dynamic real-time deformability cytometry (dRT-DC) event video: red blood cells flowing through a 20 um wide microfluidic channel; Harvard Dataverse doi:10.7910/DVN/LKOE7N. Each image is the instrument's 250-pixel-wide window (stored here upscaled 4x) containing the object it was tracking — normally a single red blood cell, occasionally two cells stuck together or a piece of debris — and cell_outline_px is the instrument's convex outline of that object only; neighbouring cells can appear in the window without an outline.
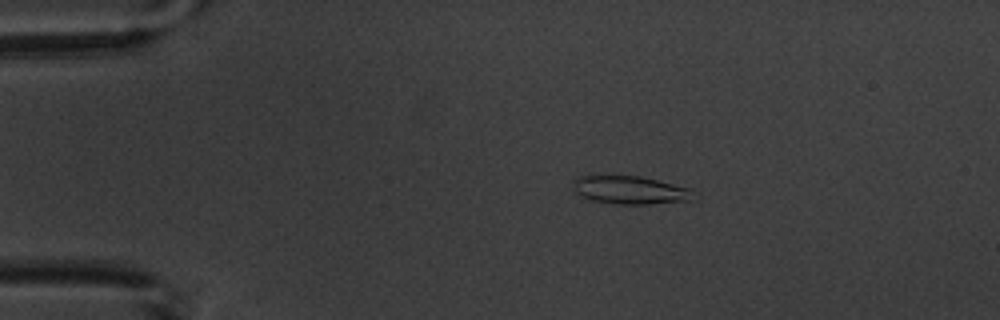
{"species": "common noctule bat (a hibernating species)", "species_latin": "Nyctalus noctula", "temperature_condition": "warm", "stored_images_in_passage": 5, "camera_frame_rate_fps": 3000, "um_per_image_px": 0.085, "animal": {"sex": "male", "body_mass_g": 20.1, "forearm_length_mm": 53.5}, "frame": {"image": 1, "passage_image": 3, "time_ms": 2.333, "image_size_px": [1000, 320], "cell_outline_px": [[692, 200], [648, 204], [616, 204], [592, 200], [580, 196], [576, 192], [576, 180], [580, 176], [640, 176], [692, 188]], "centroid_in_image_um": [53.62, 16.16], "position_along_channel_um": 31.4, "area_um2": 19.36}}